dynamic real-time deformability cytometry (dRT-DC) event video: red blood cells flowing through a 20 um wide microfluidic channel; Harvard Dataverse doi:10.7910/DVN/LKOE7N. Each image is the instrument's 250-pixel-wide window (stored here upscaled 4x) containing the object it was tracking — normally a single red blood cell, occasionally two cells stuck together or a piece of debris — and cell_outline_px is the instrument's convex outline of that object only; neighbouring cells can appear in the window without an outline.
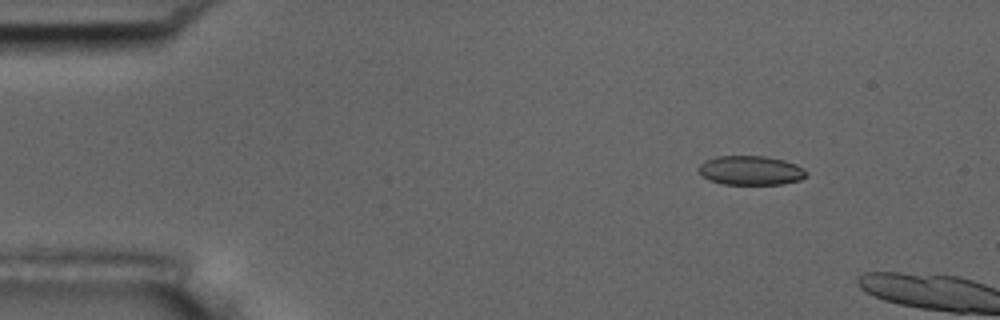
{"species": "common noctule bat (a hibernating species)", "species_latin": "Nyctalus noctula", "temperature_condition": "room temperature", "stored_images_in_passage": 4, "camera_frame_rate_fps": 3000, "um_per_image_px": 0.085, "animal": {"sex": "male", "body_mass_g": 17.5, "forearm_length_mm": 52.3}, "frame": {"image": 1, "passage_image": 1, "time_ms": 0.0, "image_size_px": [1000, 320], "cell_outline_px": [[808, 172], [800, 180], [780, 184], [724, 184], [708, 180], [696, 168], [704, 160], [716, 156], [764, 156], [784, 160], [796, 164], [804, 168]], "centroid_in_image_um": [63.79, 14.48], "position_along_channel_um": 21.2, "area_um2": 18.38}}